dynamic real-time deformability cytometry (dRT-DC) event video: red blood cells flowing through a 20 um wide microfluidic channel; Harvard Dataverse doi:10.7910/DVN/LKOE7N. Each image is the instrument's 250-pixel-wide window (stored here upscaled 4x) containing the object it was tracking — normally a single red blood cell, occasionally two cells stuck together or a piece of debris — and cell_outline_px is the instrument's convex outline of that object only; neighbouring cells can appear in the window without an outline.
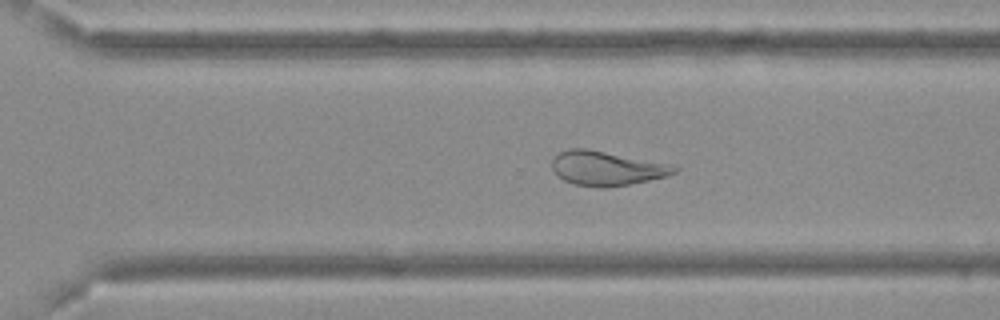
{"species": "Egyptian fruit bat (a non-hibernating species)", "species_latin": "Rousettus aegyptiacus", "temperature_condition": "cold", "stored_images_in_passage": 40, "camera_frame_rate_fps": 3000, "um_per_image_px": 0.085, "frame": {"image": 1, "passage_image": 34, "time_ms": 11.0, "image_size_px": [1000, 320], "cell_outline_px": [[680, 168], [676, 172], [664, 176], [648, 180], [628, 184], [604, 188], [600, 188], [576, 184], [564, 180], [552, 168], [552, 156], [568, 148], [588, 148], [672, 164]], "centroid_in_image_um": [51.56, 14.28], "position_along_channel_um": 319.0, "area_um2": 24.45}}